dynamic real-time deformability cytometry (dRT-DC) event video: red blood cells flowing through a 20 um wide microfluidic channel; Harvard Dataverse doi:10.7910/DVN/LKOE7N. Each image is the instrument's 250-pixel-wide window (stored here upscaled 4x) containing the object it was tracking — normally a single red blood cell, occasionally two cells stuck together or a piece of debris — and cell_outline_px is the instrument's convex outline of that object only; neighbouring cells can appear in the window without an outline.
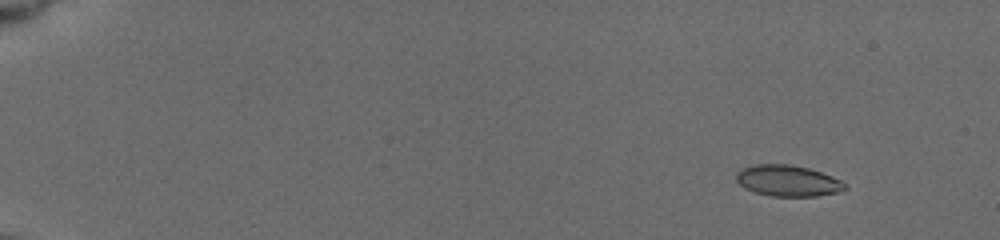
{"species": "common noctule bat (a hibernating species)", "species_latin": "Nyctalus noctula", "temperature_condition": "cold", "stored_images_in_passage": 14, "camera_frame_rate_fps": 3000, "um_per_image_px": 0.085, "animal": {"sex": "female", "body_mass_g": 19.5, "forearm_length_mm": 54.1}, "frame": {"image": 1, "passage_image": 1, "time_ms": 0.0, "image_size_px": [1000, 240], "cell_outline_px": [[848, 188], [844, 192], [816, 196], [772, 196], [756, 192], [744, 188], [736, 180], [736, 172], [740, 168], [748, 164], [792, 164], [808, 168], [832, 176], [848, 184]], "centroid_in_image_um": [66.98, 15.35], "position_along_channel_um": 18.0, "area_um2": 20.11}}
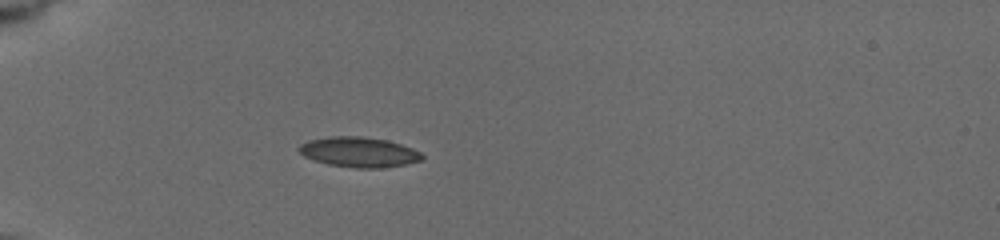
{"frame": {"image": 2, "passage_image": 10, "time_ms": 4.333, "image_size_px": [1000, 240], "cell_outline_px": [[424, 160], [408, 164], [380, 168], [356, 168], [328, 164], [304, 156], [296, 148], [300, 144], [308, 140], [328, 136], [360, 136], [388, 140], [412, 148], [420, 152], [424, 156]], "centroid_in_image_um": [30.52, 12.92], "position_along_channel_um": 54.5, "area_um2": 21.73}}
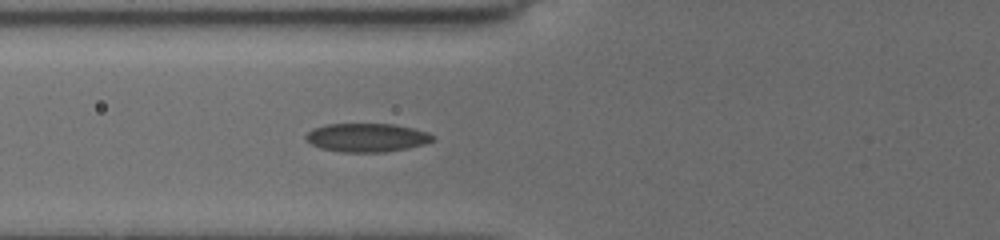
{"frame": {"image": 3, "passage_image": 14, "time_ms": 6.0, "image_size_px": [1000, 240], "cell_outline_px": [[436, 140], [424, 144], [408, 148], [384, 152], [340, 152], [320, 148], [304, 140], [304, 136], [312, 128], [328, 124], [392, 124], [412, 128], [428, 132], [436, 136]], "centroid_in_image_um": [31.18, 11.7], "position_along_channel_um": 94.6, "area_um2": 21.33}}